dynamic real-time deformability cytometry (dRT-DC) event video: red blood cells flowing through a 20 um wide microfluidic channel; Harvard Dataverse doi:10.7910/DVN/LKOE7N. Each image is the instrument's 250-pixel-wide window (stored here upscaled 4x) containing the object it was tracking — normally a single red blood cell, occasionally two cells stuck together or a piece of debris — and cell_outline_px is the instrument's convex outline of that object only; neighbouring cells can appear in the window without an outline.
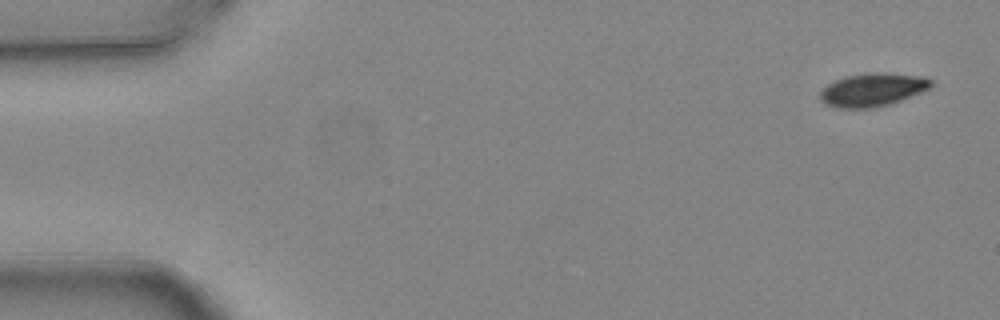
{"species": "common noctule bat (a hibernating species)", "species_latin": "Nyctalus noctula", "temperature_condition": "warm", "stored_images_in_passage": 4, "camera_frame_rate_fps": 3000, "um_per_image_px": 0.085, "animal": {"sex": "female", "body_mass_g": 24.6, "forearm_length_mm": 56.2}, "frame": {"image": 1, "passage_image": 1, "time_ms": 0.0, "image_size_px": [1000, 320], "cell_outline_px": [[932, 84], [928, 88], [920, 92], [900, 100], [888, 104], [872, 108], [836, 108], [824, 104], [820, 100], [820, 92], [828, 84], [836, 80], [848, 76], [872, 72], [888, 72], [924, 76], [932, 80]], "centroid_in_image_um": [74.15, 7.62], "position_along_channel_um": 10.8, "area_um2": 21.39}}